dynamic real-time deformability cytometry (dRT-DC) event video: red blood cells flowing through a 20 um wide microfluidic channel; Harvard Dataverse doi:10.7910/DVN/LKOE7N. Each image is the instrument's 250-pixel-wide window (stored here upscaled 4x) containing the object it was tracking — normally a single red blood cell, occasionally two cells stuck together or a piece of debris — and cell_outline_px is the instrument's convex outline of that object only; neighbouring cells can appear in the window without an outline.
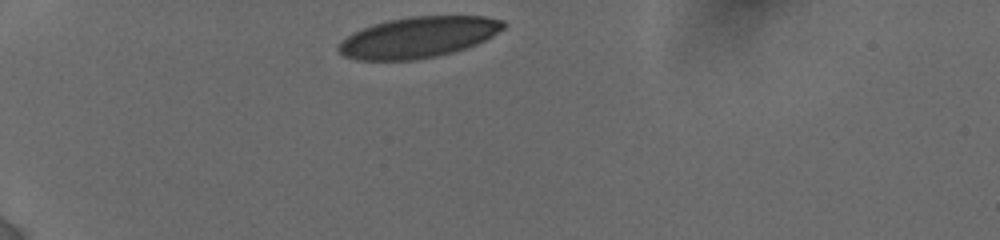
{"species": "human", "species_latin": "Homo sapiens", "temperature_condition": "cold", "stored_images_in_passage": 5, "camera_frame_rate_fps": 3000, "um_per_image_px": 0.085, "donor": {"sex": "female"}, "frame": {"image": 1, "passage_image": 1, "time_ms": 0.0, "image_size_px": [1000, 240], "cell_outline_px": [[508, 24], [504, 28], [492, 36], [468, 48], [436, 56], [416, 60], [356, 60], [344, 56], [336, 48], [352, 32], [372, 24], [388, 20], [412, 16], [484, 16], [504, 20]], "centroid_in_image_um": [35.57, 3.16], "position_along_channel_um": 49.4, "area_um2": 39.36}}
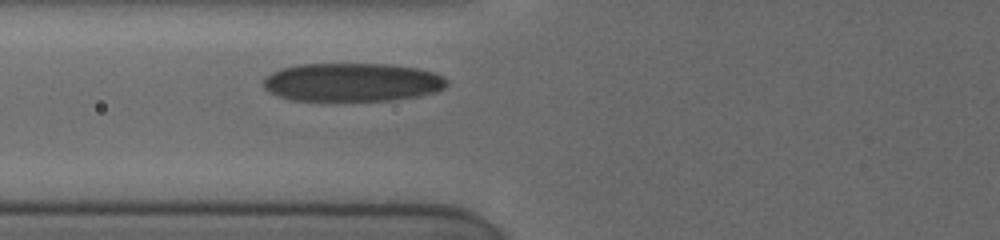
{"frame": {"image": 2, "passage_image": 5, "time_ms": 2.333, "image_size_px": [1000, 240], "cell_outline_px": [[448, 84], [444, 88], [432, 92], [416, 96], [396, 100], [292, 100], [276, 96], [264, 88], [264, 76], [280, 68], [300, 64], [388, 64], [416, 68], [436, 72], [444, 76], [448, 80]], "centroid_in_image_um": [29.93, 6.98], "position_along_channel_um": 95.9, "area_um2": 41.21}}